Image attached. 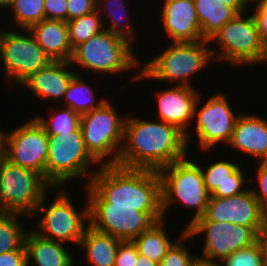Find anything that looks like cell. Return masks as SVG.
<instances>
[{
  "instance_id": "cell-1",
  "label": "cell",
  "mask_w": 267,
  "mask_h": 266,
  "mask_svg": "<svg viewBox=\"0 0 267 266\" xmlns=\"http://www.w3.org/2000/svg\"><path fill=\"white\" fill-rule=\"evenodd\" d=\"M128 115L117 165L159 171L189 154L185 134L161 120Z\"/></svg>"
},
{
  "instance_id": "cell-2",
  "label": "cell",
  "mask_w": 267,
  "mask_h": 266,
  "mask_svg": "<svg viewBox=\"0 0 267 266\" xmlns=\"http://www.w3.org/2000/svg\"><path fill=\"white\" fill-rule=\"evenodd\" d=\"M89 203L137 207L141 212H162L161 179L158 171L118 165L98 167L84 187Z\"/></svg>"
},
{
  "instance_id": "cell-3",
  "label": "cell",
  "mask_w": 267,
  "mask_h": 266,
  "mask_svg": "<svg viewBox=\"0 0 267 266\" xmlns=\"http://www.w3.org/2000/svg\"><path fill=\"white\" fill-rule=\"evenodd\" d=\"M134 46L128 39L104 29L76 46L73 49L70 63L78 74L91 72L90 74L93 75H107L108 79L111 75L115 78L119 75L121 78L120 75L123 77L124 74L128 75V72L130 74L133 71L129 77L137 83L142 58L138 56L142 52L136 53L138 47Z\"/></svg>"
},
{
  "instance_id": "cell-4",
  "label": "cell",
  "mask_w": 267,
  "mask_h": 266,
  "mask_svg": "<svg viewBox=\"0 0 267 266\" xmlns=\"http://www.w3.org/2000/svg\"><path fill=\"white\" fill-rule=\"evenodd\" d=\"M209 43L208 40L170 42L165 45L166 48H161L163 51L147 60L141 59L136 82L154 80L153 83L158 81L157 84L160 82L161 85L166 82L169 85L194 87L192 80L215 63Z\"/></svg>"
},
{
  "instance_id": "cell-5",
  "label": "cell",
  "mask_w": 267,
  "mask_h": 266,
  "mask_svg": "<svg viewBox=\"0 0 267 266\" xmlns=\"http://www.w3.org/2000/svg\"><path fill=\"white\" fill-rule=\"evenodd\" d=\"M68 189V187H54L43 197L31 216L32 219L39 218L35 220L32 229L46 239L64 244L71 243L76 248L79 247L86 229L90 226L89 202L87 198L82 208H76L77 203L72 199ZM51 192L54 198L50 201L48 195Z\"/></svg>"
},
{
  "instance_id": "cell-6",
  "label": "cell",
  "mask_w": 267,
  "mask_h": 266,
  "mask_svg": "<svg viewBox=\"0 0 267 266\" xmlns=\"http://www.w3.org/2000/svg\"><path fill=\"white\" fill-rule=\"evenodd\" d=\"M193 159L198 158H194L189 153L185 158L177 160L158 171L161 179L164 219H168L166 217L170 214L168 211L170 212L169 209H172L176 203H178L177 206L181 205L182 208L185 207L194 211L188 223L184 224V226L186 225L183 227L185 229L203 216L210 198L204 184L200 162L197 163Z\"/></svg>"
},
{
  "instance_id": "cell-7",
  "label": "cell",
  "mask_w": 267,
  "mask_h": 266,
  "mask_svg": "<svg viewBox=\"0 0 267 266\" xmlns=\"http://www.w3.org/2000/svg\"><path fill=\"white\" fill-rule=\"evenodd\" d=\"M209 42L215 64L224 62L233 70V67L241 69L249 66L253 69L265 62L267 47L260 39L250 11L237 14Z\"/></svg>"
},
{
  "instance_id": "cell-8",
  "label": "cell",
  "mask_w": 267,
  "mask_h": 266,
  "mask_svg": "<svg viewBox=\"0 0 267 266\" xmlns=\"http://www.w3.org/2000/svg\"><path fill=\"white\" fill-rule=\"evenodd\" d=\"M110 94L98 108L80 115L86 150L100 166L117 165L124 139L127 114H121L116 104L113 105V98L118 93Z\"/></svg>"
},
{
  "instance_id": "cell-9",
  "label": "cell",
  "mask_w": 267,
  "mask_h": 266,
  "mask_svg": "<svg viewBox=\"0 0 267 266\" xmlns=\"http://www.w3.org/2000/svg\"><path fill=\"white\" fill-rule=\"evenodd\" d=\"M228 94L230 93L225 94L222 91L221 93H213L206 97L204 101L205 97L202 92L200 93L195 104L191 128L185 135L189 153H191L190 147H193L190 145L194 144L191 142L195 139H197L195 144H198L195 147L198 146L197 149L204 154L205 152L209 154V151L213 152V149L216 150L217 146L219 148L227 146L230 142L240 112L230 106ZM191 138L195 139L192 140Z\"/></svg>"
},
{
  "instance_id": "cell-10",
  "label": "cell",
  "mask_w": 267,
  "mask_h": 266,
  "mask_svg": "<svg viewBox=\"0 0 267 266\" xmlns=\"http://www.w3.org/2000/svg\"><path fill=\"white\" fill-rule=\"evenodd\" d=\"M96 165L100 167L87 152L80 127L73 133L48 135L46 180L53 188H66L70 181L82 178L88 180L84 182L87 186L97 171Z\"/></svg>"
},
{
  "instance_id": "cell-11",
  "label": "cell",
  "mask_w": 267,
  "mask_h": 266,
  "mask_svg": "<svg viewBox=\"0 0 267 266\" xmlns=\"http://www.w3.org/2000/svg\"><path fill=\"white\" fill-rule=\"evenodd\" d=\"M2 29L0 26V64L5 81L19 87L52 59L43 51L28 29ZM13 85V86H12Z\"/></svg>"
},
{
  "instance_id": "cell-12",
  "label": "cell",
  "mask_w": 267,
  "mask_h": 266,
  "mask_svg": "<svg viewBox=\"0 0 267 266\" xmlns=\"http://www.w3.org/2000/svg\"><path fill=\"white\" fill-rule=\"evenodd\" d=\"M52 188L38 172L15 165L0 154V212L31 217Z\"/></svg>"
},
{
  "instance_id": "cell-13",
  "label": "cell",
  "mask_w": 267,
  "mask_h": 266,
  "mask_svg": "<svg viewBox=\"0 0 267 266\" xmlns=\"http://www.w3.org/2000/svg\"><path fill=\"white\" fill-rule=\"evenodd\" d=\"M9 131L0 128V154L11 163L36 171L46 179L48 135L33 116Z\"/></svg>"
},
{
  "instance_id": "cell-14",
  "label": "cell",
  "mask_w": 267,
  "mask_h": 266,
  "mask_svg": "<svg viewBox=\"0 0 267 266\" xmlns=\"http://www.w3.org/2000/svg\"><path fill=\"white\" fill-rule=\"evenodd\" d=\"M90 226L122 241L133 240L155 222L164 219L163 212H141L137 207L111 206V203H89Z\"/></svg>"
},
{
  "instance_id": "cell-15",
  "label": "cell",
  "mask_w": 267,
  "mask_h": 266,
  "mask_svg": "<svg viewBox=\"0 0 267 266\" xmlns=\"http://www.w3.org/2000/svg\"><path fill=\"white\" fill-rule=\"evenodd\" d=\"M186 232L196 239L203 235L200 255L219 262L258 241V233L253 228L230 222L195 221Z\"/></svg>"
},
{
  "instance_id": "cell-16",
  "label": "cell",
  "mask_w": 267,
  "mask_h": 266,
  "mask_svg": "<svg viewBox=\"0 0 267 266\" xmlns=\"http://www.w3.org/2000/svg\"><path fill=\"white\" fill-rule=\"evenodd\" d=\"M265 211L253 195L251 188L227 198L210 197L205 212L196 221L230 222L260 232Z\"/></svg>"
},
{
  "instance_id": "cell-17",
  "label": "cell",
  "mask_w": 267,
  "mask_h": 266,
  "mask_svg": "<svg viewBox=\"0 0 267 266\" xmlns=\"http://www.w3.org/2000/svg\"><path fill=\"white\" fill-rule=\"evenodd\" d=\"M159 3L152 5V11L158 13L153 16L159 19L162 34L169 38L163 39L169 42H195L202 39V31L197 18L194 0H158ZM161 2V3H160ZM155 8V10H153ZM157 17V18H155ZM163 26V27H162ZM164 32V33H163ZM171 40V41H170Z\"/></svg>"
},
{
  "instance_id": "cell-18",
  "label": "cell",
  "mask_w": 267,
  "mask_h": 266,
  "mask_svg": "<svg viewBox=\"0 0 267 266\" xmlns=\"http://www.w3.org/2000/svg\"><path fill=\"white\" fill-rule=\"evenodd\" d=\"M196 87L171 85L161 88L155 94V119L176 126L185 135L191 128L194 108L200 95Z\"/></svg>"
},
{
  "instance_id": "cell-19",
  "label": "cell",
  "mask_w": 267,
  "mask_h": 266,
  "mask_svg": "<svg viewBox=\"0 0 267 266\" xmlns=\"http://www.w3.org/2000/svg\"><path fill=\"white\" fill-rule=\"evenodd\" d=\"M76 73L70 61H52L26 79L19 88L27 89L38 101L60 104Z\"/></svg>"
},
{
  "instance_id": "cell-20",
  "label": "cell",
  "mask_w": 267,
  "mask_h": 266,
  "mask_svg": "<svg viewBox=\"0 0 267 266\" xmlns=\"http://www.w3.org/2000/svg\"><path fill=\"white\" fill-rule=\"evenodd\" d=\"M258 115L241 112L236 119L231 140L226 146H230L239 155L242 153L247 156L246 160L248 157L255 159V162H261L267 154V118Z\"/></svg>"
},
{
  "instance_id": "cell-21",
  "label": "cell",
  "mask_w": 267,
  "mask_h": 266,
  "mask_svg": "<svg viewBox=\"0 0 267 266\" xmlns=\"http://www.w3.org/2000/svg\"><path fill=\"white\" fill-rule=\"evenodd\" d=\"M68 247L40 236L33 229L28 230L25 237L27 266H77L75 255Z\"/></svg>"
},
{
  "instance_id": "cell-22",
  "label": "cell",
  "mask_w": 267,
  "mask_h": 266,
  "mask_svg": "<svg viewBox=\"0 0 267 266\" xmlns=\"http://www.w3.org/2000/svg\"><path fill=\"white\" fill-rule=\"evenodd\" d=\"M28 30L52 61L71 60L73 50L67 22L43 19Z\"/></svg>"
},
{
  "instance_id": "cell-23",
  "label": "cell",
  "mask_w": 267,
  "mask_h": 266,
  "mask_svg": "<svg viewBox=\"0 0 267 266\" xmlns=\"http://www.w3.org/2000/svg\"><path fill=\"white\" fill-rule=\"evenodd\" d=\"M126 2L127 0H96V10L102 18L104 29L128 39L137 47L136 38L140 40L138 36H141L142 32H137L138 29L133 25L136 24L133 20H137L139 16H134ZM132 15L136 19H133Z\"/></svg>"
},
{
  "instance_id": "cell-24",
  "label": "cell",
  "mask_w": 267,
  "mask_h": 266,
  "mask_svg": "<svg viewBox=\"0 0 267 266\" xmlns=\"http://www.w3.org/2000/svg\"><path fill=\"white\" fill-rule=\"evenodd\" d=\"M122 240L89 226L79 244L84 263L91 266H114L119 244ZM86 260V261H85ZM89 263V264H88Z\"/></svg>"
},
{
  "instance_id": "cell-25",
  "label": "cell",
  "mask_w": 267,
  "mask_h": 266,
  "mask_svg": "<svg viewBox=\"0 0 267 266\" xmlns=\"http://www.w3.org/2000/svg\"><path fill=\"white\" fill-rule=\"evenodd\" d=\"M168 220H161L155 222L148 230L144 231L140 236L135 237L134 242L139 255L148 257L151 261L160 263L166 255L171 246L186 232L183 231L176 236V238H170L166 226ZM167 228V230H166Z\"/></svg>"
},
{
  "instance_id": "cell-26",
  "label": "cell",
  "mask_w": 267,
  "mask_h": 266,
  "mask_svg": "<svg viewBox=\"0 0 267 266\" xmlns=\"http://www.w3.org/2000/svg\"><path fill=\"white\" fill-rule=\"evenodd\" d=\"M202 39L210 40L228 21L238 13L225 5L224 0H194Z\"/></svg>"
},
{
  "instance_id": "cell-27",
  "label": "cell",
  "mask_w": 267,
  "mask_h": 266,
  "mask_svg": "<svg viewBox=\"0 0 267 266\" xmlns=\"http://www.w3.org/2000/svg\"><path fill=\"white\" fill-rule=\"evenodd\" d=\"M84 76L78 73L74 75L62 99L63 103H60L61 106L69 107L79 115L98 108L108 98L101 96V99L97 100L98 91L94 90L95 86L92 87Z\"/></svg>"
},
{
  "instance_id": "cell-28",
  "label": "cell",
  "mask_w": 267,
  "mask_h": 266,
  "mask_svg": "<svg viewBox=\"0 0 267 266\" xmlns=\"http://www.w3.org/2000/svg\"><path fill=\"white\" fill-rule=\"evenodd\" d=\"M236 162L230 158L221 157V159L212 160L206 166L200 163L204 184L210 195L225 181H249L250 173L244 172L246 169L242 168L243 161Z\"/></svg>"
},
{
  "instance_id": "cell-29",
  "label": "cell",
  "mask_w": 267,
  "mask_h": 266,
  "mask_svg": "<svg viewBox=\"0 0 267 266\" xmlns=\"http://www.w3.org/2000/svg\"><path fill=\"white\" fill-rule=\"evenodd\" d=\"M44 2L45 0H10L6 12L2 15H6V18H9V21L12 19L13 22L9 23L4 16L0 18H3V22L5 20L7 25L12 23L10 28L13 26L14 29H29L45 19Z\"/></svg>"
},
{
  "instance_id": "cell-30",
  "label": "cell",
  "mask_w": 267,
  "mask_h": 266,
  "mask_svg": "<svg viewBox=\"0 0 267 266\" xmlns=\"http://www.w3.org/2000/svg\"><path fill=\"white\" fill-rule=\"evenodd\" d=\"M25 218L31 219L21 213L0 212V254L26 250L25 237L28 230L22 223Z\"/></svg>"
},
{
  "instance_id": "cell-31",
  "label": "cell",
  "mask_w": 267,
  "mask_h": 266,
  "mask_svg": "<svg viewBox=\"0 0 267 266\" xmlns=\"http://www.w3.org/2000/svg\"><path fill=\"white\" fill-rule=\"evenodd\" d=\"M47 105L50 106V108L48 107L49 111H46L47 115L45 114L46 112L43 115L40 112V115L36 114L34 116L44 127L47 135L69 134L75 132L80 127V115L71 108L57 104L51 106L48 103Z\"/></svg>"
},
{
  "instance_id": "cell-32",
  "label": "cell",
  "mask_w": 267,
  "mask_h": 266,
  "mask_svg": "<svg viewBox=\"0 0 267 266\" xmlns=\"http://www.w3.org/2000/svg\"><path fill=\"white\" fill-rule=\"evenodd\" d=\"M67 24L72 50L104 30L102 18L97 10L67 21Z\"/></svg>"
},
{
  "instance_id": "cell-33",
  "label": "cell",
  "mask_w": 267,
  "mask_h": 266,
  "mask_svg": "<svg viewBox=\"0 0 267 266\" xmlns=\"http://www.w3.org/2000/svg\"><path fill=\"white\" fill-rule=\"evenodd\" d=\"M220 263L221 266H267L259 241L249 247L235 251Z\"/></svg>"
},
{
  "instance_id": "cell-34",
  "label": "cell",
  "mask_w": 267,
  "mask_h": 266,
  "mask_svg": "<svg viewBox=\"0 0 267 266\" xmlns=\"http://www.w3.org/2000/svg\"><path fill=\"white\" fill-rule=\"evenodd\" d=\"M189 240L193 242V238L185 232L167 251L159 266H188L197 253L193 250L191 252L190 244L185 245Z\"/></svg>"
},
{
  "instance_id": "cell-35",
  "label": "cell",
  "mask_w": 267,
  "mask_h": 266,
  "mask_svg": "<svg viewBox=\"0 0 267 266\" xmlns=\"http://www.w3.org/2000/svg\"><path fill=\"white\" fill-rule=\"evenodd\" d=\"M255 164H256L255 167L257 168L254 170V172L256 171L255 172L256 174L254 173L255 176L250 174L249 187L251 188L253 195L257 198L263 210L266 211L267 210V166L263 164L262 162H256Z\"/></svg>"
},
{
  "instance_id": "cell-36",
  "label": "cell",
  "mask_w": 267,
  "mask_h": 266,
  "mask_svg": "<svg viewBox=\"0 0 267 266\" xmlns=\"http://www.w3.org/2000/svg\"><path fill=\"white\" fill-rule=\"evenodd\" d=\"M137 255L138 252L132 240L121 241L114 266H134Z\"/></svg>"
},
{
  "instance_id": "cell-37",
  "label": "cell",
  "mask_w": 267,
  "mask_h": 266,
  "mask_svg": "<svg viewBox=\"0 0 267 266\" xmlns=\"http://www.w3.org/2000/svg\"><path fill=\"white\" fill-rule=\"evenodd\" d=\"M67 0H45V19L67 22Z\"/></svg>"
},
{
  "instance_id": "cell-38",
  "label": "cell",
  "mask_w": 267,
  "mask_h": 266,
  "mask_svg": "<svg viewBox=\"0 0 267 266\" xmlns=\"http://www.w3.org/2000/svg\"><path fill=\"white\" fill-rule=\"evenodd\" d=\"M67 21L96 10V0H67Z\"/></svg>"
},
{
  "instance_id": "cell-39",
  "label": "cell",
  "mask_w": 267,
  "mask_h": 266,
  "mask_svg": "<svg viewBox=\"0 0 267 266\" xmlns=\"http://www.w3.org/2000/svg\"><path fill=\"white\" fill-rule=\"evenodd\" d=\"M246 184L249 185V181H225L216 188L210 197L227 198L241 194L249 188Z\"/></svg>"
},
{
  "instance_id": "cell-40",
  "label": "cell",
  "mask_w": 267,
  "mask_h": 266,
  "mask_svg": "<svg viewBox=\"0 0 267 266\" xmlns=\"http://www.w3.org/2000/svg\"><path fill=\"white\" fill-rule=\"evenodd\" d=\"M256 22L257 30L260 39L267 47V0L263 1L258 6L249 8Z\"/></svg>"
},
{
  "instance_id": "cell-41",
  "label": "cell",
  "mask_w": 267,
  "mask_h": 266,
  "mask_svg": "<svg viewBox=\"0 0 267 266\" xmlns=\"http://www.w3.org/2000/svg\"><path fill=\"white\" fill-rule=\"evenodd\" d=\"M0 266H27L26 250L1 253Z\"/></svg>"
},
{
  "instance_id": "cell-42",
  "label": "cell",
  "mask_w": 267,
  "mask_h": 266,
  "mask_svg": "<svg viewBox=\"0 0 267 266\" xmlns=\"http://www.w3.org/2000/svg\"><path fill=\"white\" fill-rule=\"evenodd\" d=\"M188 266H221V263L200 254H195Z\"/></svg>"
},
{
  "instance_id": "cell-43",
  "label": "cell",
  "mask_w": 267,
  "mask_h": 266,
  "mask_svg": "<svg viewBox=\"0 0 267 266\" xmlns=\"http://www.w3.org/2000/svg\"><path fill=\"white\" fill-rule=\"evenodd\" d=\"M258 241L263 250V256L267 263V223H264L260 232L258 233Z\"/></svg>"
},
{
  "instance_id": "cell-44",
  "label": "cell",
  "mask_w": 267,
  "mask_h": 266,
  "mask_svg": "<svg viewBox=\"0 0 267 266\" xmlns=\"http://www.w3.org/2000/svg\"><path fill=\"white\" fill-rule=\"evenodd\" d=\"M225 5L232 7L238 14L249 11V8L246 6L243 0H224Z\"/></svg>"
},
{
  "instance_id": "cell-45",
  "label": "cell",
  "mask_w": 267,
  "mask_h": 266,
  "mask_svg": "<svg viewBox=\"0 0 267 266\" xmlns=\"http://www.w3.org/2000/svg\"><path fill=\"white\" fill-rule=\"evenodd\" d=\"M134 266H159V263L151 261L148 257L144 255L138 254Z\"/></svg>"
},
{
  "instance_id": "cell-46",
  "label": "cell",
  "mask_w": 267,
  "mask_h": 266,
  "mask_svg": "<svg viewBox=\"0 0 267 266\" xmlns=\"http://www.w3.org/2000/svg\"><path fill=\"white\" fill-rule=\"evenodd\" d=\"M248 8H252L254 6H258L265 0H243Z\"/></svg>"
},
{
  "instance_id": "cell-47",
  "label": "cell",
  "mask_w": 267,
  "mask_h": 266,
  "mask_svg": "<svg viewBox=\"0 0 267 266\" xmlns=\"http://www.w3.org/2000/svg\"><path fill=\"white\" fill-rule=\"evenodd\" d=\"M10 0H0V17L2 16V12H5Z\"/></svg>"
},
{
  "instance_id": "cell-48",
  "label": "cell",
  "mask_w": 267,
  "mask_h": 266,
  "mask_svg": "<svg viewBox=\"0 0 267 266\" xmlns=\"http://www.w3.org/2000/svg\"><path fill=\"white\" fill-rule=\"evenodd\" d=\"M261 162L267 166V154H266L265 158Z\"/></svg>"
},
{
  "instance_id": "cell-49",
  "label": "cell",
  "mask_w": 267,
  "mask_h": 266,
  "mask_svg": "<svg viewBox=\"0 0 267 266\" xmlns=\"http://www.w3.org/2000/svg\"><path fill=\"white\" fill-rule=\"evenodd\" d=\"M264 223H267V210L265 211V220Z\"/></svg>"
},
{
  "instance_id": "cell-50",
  "label": "cell",
  "mask_w": 267,
  "mask_h": 266,
  "mask_svg": "<svg viewBox=\"0 0 267 266\" xmlns=\"http://www.w3.org/2000/svg\"><path fill=\"white\" fill-rule=\"evenodd\" d=\"M267 66V53H266V58H265V62H264V64H263V66Z\"/></svg>"
}]
</instances>
